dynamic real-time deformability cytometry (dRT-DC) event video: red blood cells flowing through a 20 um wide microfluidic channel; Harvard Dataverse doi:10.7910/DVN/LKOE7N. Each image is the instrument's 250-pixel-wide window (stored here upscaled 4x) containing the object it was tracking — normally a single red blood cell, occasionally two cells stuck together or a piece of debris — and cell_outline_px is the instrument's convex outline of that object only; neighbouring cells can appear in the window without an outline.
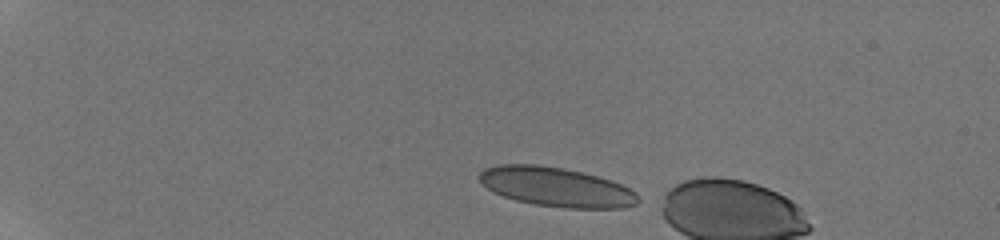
{"species": "human", "species_latin": "Homo sapiens", "temperature_condition": "room temperature", "stored_images_in_passage": 4, "camera_frame_rate_fps": 3000, "um_per_image_px": 0.085, "donor": {"sex": "male"}, "frame": {"image": 1, "passage_image": 1, "time_ms": 0.0, "image_size_px": [1000, 240], "cell_outline_px": [[640, 200], [636, 204], [624, 208], [568, 208], [536, 204], [516, 200], [504, 196], [488, 188], [480, 180], [480, 172], [484, 168], [500, 164], [536, 164], [564, 168], [596, 176], [620, 184], [636, 192]], "centroid_in_image_um": [47.3, 15.89], "position_along_channel_um": 37.7, "area_um2": 35.95}}